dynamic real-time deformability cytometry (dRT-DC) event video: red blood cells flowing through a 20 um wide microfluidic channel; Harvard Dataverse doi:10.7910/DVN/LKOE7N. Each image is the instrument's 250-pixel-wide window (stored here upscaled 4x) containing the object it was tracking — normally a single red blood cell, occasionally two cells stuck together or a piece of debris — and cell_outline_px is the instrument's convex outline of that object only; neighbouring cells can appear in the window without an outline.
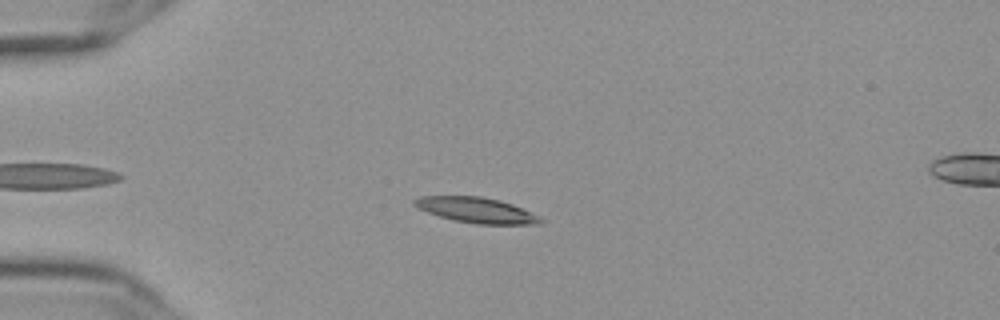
{"species": "Egyptian fruit bat (a non-hibernating species)", "species_latin": "Rousettus aegyptiacus", "temperature_condition": "cold", "stored_images_in_passage": 52, "camera_frame_rate_fps": 3000, "um_per_image_px": 0.085, "frame": {"image": 1, "passage_image": 10, "time_ms": 3.0, "image_size_px": [1000, 320], "cell_outline_px": [[544, 220], [540, 224], [476, 224], [452, 220], [428, 212], [412, 204], [412, 200], [420, 196], [480, 196], [500, 200], [512, 204]], "centroid_in_image_um": [40.44, 17.86], "position_along_channel_um": 44.6, "area_um2": 18.44}}
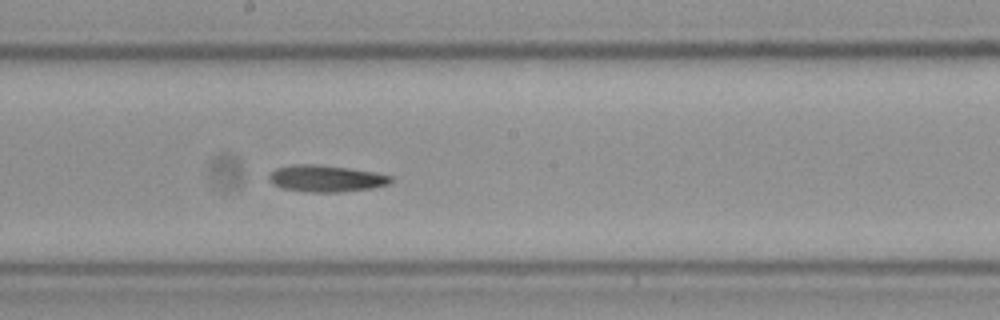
{"frame": {"image": 2, "passage_image": 27, "time_ms": 8.667, "image_size_px": [1000, 320], "cell_outline_px": [[392, 180], [388, 184], [372, 188], [340, 192], [308, 192], [280, 188], [272, 184], [268, 180], [268, 176], [276, 168], [292, 164], [316, 164], [348, 168], [372, 172], [392, 176]], "centroid_in_image_um": [27.65, 15.17], "position_along_channel_um": 220.5, "area_um2": 18.96}}
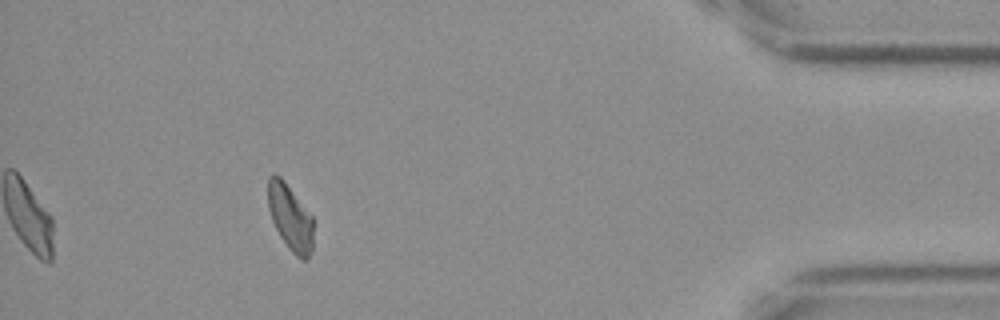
{"frame": {"image": 3, "passage_image": 47, "time_ms": 15.333, "image_size_px": [1000, 320], "cell_outline_px": [[312, 252], [304, 260], [300, 260], [288, 248], [280, 236], [272, 220], [268, 208], [268, 176], [272, 172], [280, 176], [284, 180], [312, 216]], "centroid_in_image_um": [24.65, 18.46], "position_along_channel_um": 410.6, "area_um2": 17.4}, "authors_computed_cell_mechanics": {"area_um2": 18.4671, "velocity_mm_per_s": 3.6007, "shape_relaxation_time_tau1_ms": 9.1152, "shape_relaxation_time_tau2_ms": 8.6268, "deformation_change_tau1": 0.1632, "deformation_change_tau2": 0.1941}}